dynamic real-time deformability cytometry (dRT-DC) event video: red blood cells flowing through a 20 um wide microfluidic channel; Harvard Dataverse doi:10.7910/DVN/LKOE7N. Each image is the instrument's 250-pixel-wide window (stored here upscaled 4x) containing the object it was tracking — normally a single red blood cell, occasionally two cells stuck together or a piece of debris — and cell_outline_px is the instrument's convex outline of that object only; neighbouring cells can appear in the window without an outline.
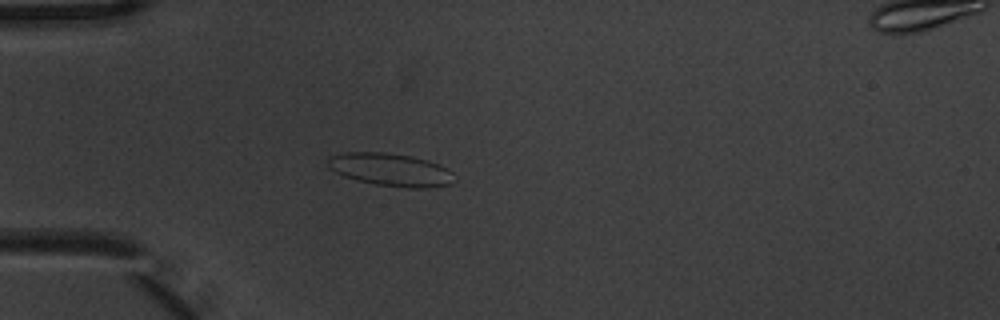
{"species": "common noctule bat (a hibernating species)", "species_latin": "Nyctalus noctula", "temperature_condition": "warm", "stored_images_in_passage": 6, "camera_frame_rate_fps": 3000, "um_per_image_px": 0.085, "animal": {"sex": "male", "body_mass_g": 20.1, "forearm_length_mm": 53.5}, "frame": {"image": 1, "passage_image": 5, "time_ms": 1.333, "image_size_px": [1000, 320], "cell_outline_px": [[456, 180], [452, 184], [424, 188], [408, 188], [376, 184], [356, 180], [344, 176], [328, 168], [328, 156], [344, 152], [384, 152], [408, 156], [428, 160], [440, 164], [452, 172]], "centroid_in_image_um": [33.21, 14.42], "position_along_channel_um": 51.8, "area_um2": 24.28}}